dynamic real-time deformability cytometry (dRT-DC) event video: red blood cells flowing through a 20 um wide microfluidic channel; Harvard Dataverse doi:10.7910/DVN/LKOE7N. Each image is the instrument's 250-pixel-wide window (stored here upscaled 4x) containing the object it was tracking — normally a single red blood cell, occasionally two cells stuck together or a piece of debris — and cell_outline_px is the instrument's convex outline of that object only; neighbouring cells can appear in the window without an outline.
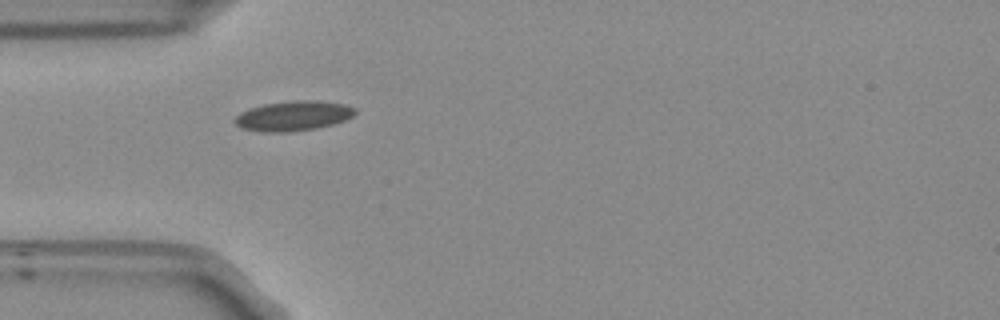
{"species": "Egyptian fruit bat (a non-hibernating species)", "species_latin": "Rousettus aegyptiacus", "temperature_condition": "room temperature", "stored_images_in_passage": 39, "camera_frame_rate_fps": 3000, "um_per_image_px": 0.085, "frame": {"image": 1, "passage_image": 1, "time_ms": 0.0, "image_size_px": [1000, 320], "cell_outline_px": [[356, 112], [352, 116], [344, 120], [332, 124], [316, 128], [284, 132], [268, 132], [240, 128], [232, 120], [240, 112], [248, 108], [264, 104], [292, 100], [316, 100], [344, 104], [356, 108]], "centroid_in_image_um": [24.9, 9.83], "position_along_channel_um": 60.1, "area_um2": 20.92}}
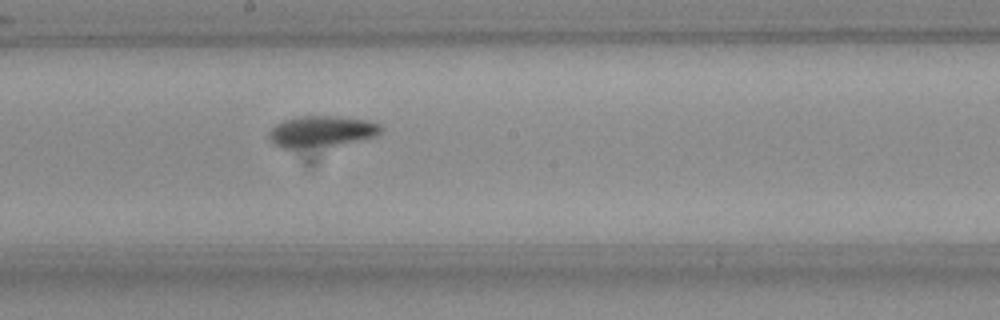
{"frame": {"image": 2, "passage_image": 14, "time_ms": 4.333, "image_size_px": [1000, 320], "cell_outline_px": [[384, 128], [380, 136], [336, 144], [296, 148], [280, 148], [268, 136], [268, 132], [276, 124], [284, 120], [296, 116], [336, 116], [372, 120], [380, 124]], "centroid_in_image_um": [27.39, 11.14], "position_along_channel_um": 220.8, "area_um2": 20.35}}
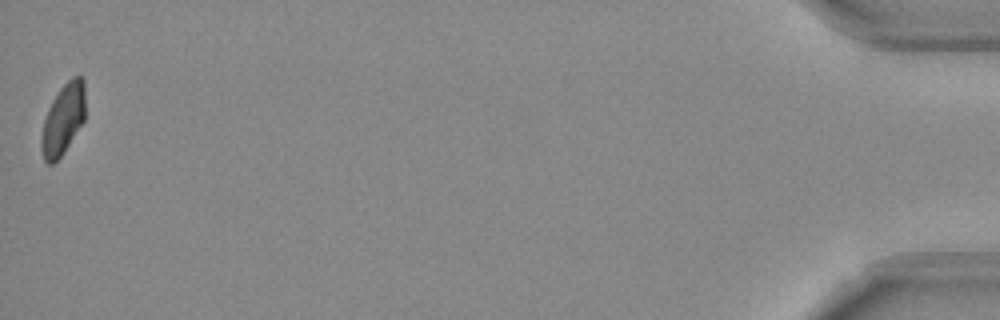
{"frame": {"image": 3, "passage_image": 39, "time_ms": 12.667, "image_size_px": [1000, 320], "cell_outline_px": [[84, 120], [64, 152], [52, 164], [48, 164], [44, 160], [40, 148], [40, 136], [44, 120], [48, 108], [52, 100], [60, 88], [72, 76], [80, 76], [84, 80]], "centroid_in_image_um": [5.34, 10.14], "position_along_channel_um": 429.9, "area_um2": 18.03}, "authors_computed_cell_mechanics": {"area_um2": 19.5942, "velocity_mm_per_s": 3.7296, "shape_relaxation_time_tau1_ms": null, "shape_relaxation_time_tau2_ms": 2.0125, "deformation_change_tau1": null, "deformation_change_tau2": 0.069}}